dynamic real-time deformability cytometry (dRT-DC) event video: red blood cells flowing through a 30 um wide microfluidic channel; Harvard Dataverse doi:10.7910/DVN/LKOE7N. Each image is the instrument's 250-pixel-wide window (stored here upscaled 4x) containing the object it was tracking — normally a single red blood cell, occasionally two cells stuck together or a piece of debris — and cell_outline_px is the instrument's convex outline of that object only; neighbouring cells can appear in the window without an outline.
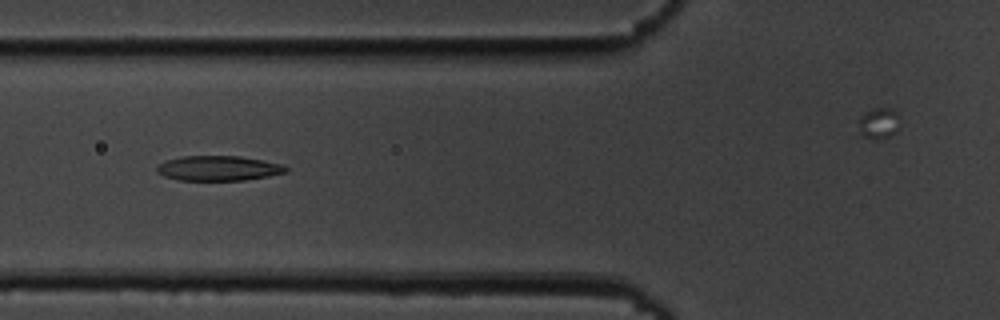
{"species": "common noctule bat (a hibernating species)", "species_latin": "Nyctalus noctula", "temperature_condition": "cold", "stored_images_in_passage": 33, "camera_frame_rate_fps": 3000, "um_per_image_px": 0.085, "animal": {"sex": "male", "body_mass_g": 19.5, "forearm_length_mm": 54.6}, "frame": {"image": 1, "passage_image": 5, "time_ms": 1.333, "image_size_px": [1000, 320], "cell_outline_px": [[288, 172], [268, 176], [244, 180], [176, 180], [164, 176], [156, 172], [156, 168], [164, 160], [184, 156], [240, 156], [264, 160], [284, 164], [288, 168]], "centroid_in_image_um": [18.58, 14.3], "position_along_channel_um": 107.2, "area_um2": 18.9}}
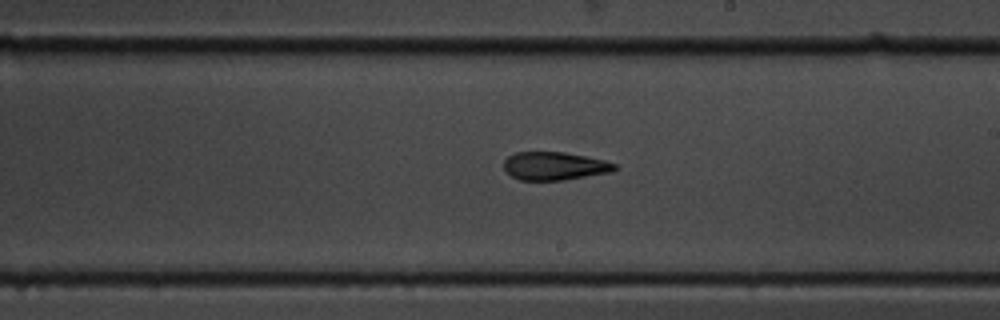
{"frame": {"image": 2, "passage_image": 16, "time_ms": 5.0, "image_size_px": [1000, 320], "cell_outline_px": [[620, 168], [612, 172], [564, 180], [520, 180], [512, 176], [504, 168], [504, 160], [508, 156], [516, 152], [564, 152], [604, 160], [616, 164]], "centroid_in_image_um": [47.16, 14.11], "position_along_channel_um": 241.8, "area_um2": 18.21}}
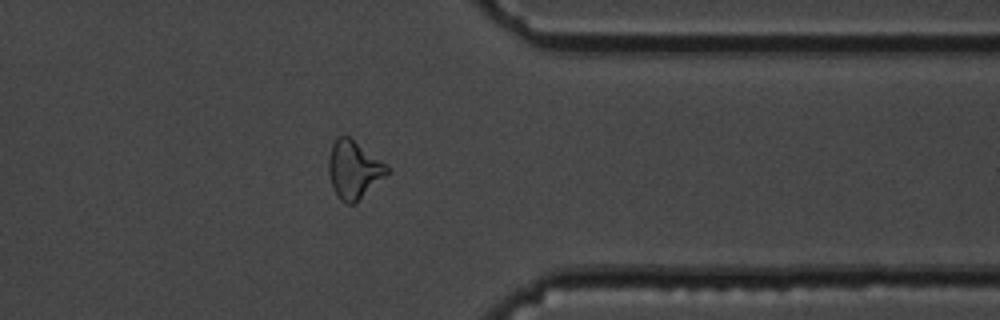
{"frame": {"image": 3, "passage_image": 28, "time_ms": 9.0, "image_size_px": [1000, 320], "cell_outline_px": [[392, 172], [356, 204], [344, 204], [336, 196], [328, 172], [328, 160], [332, 144], [336, 136], [348, 136], [380, 160]], "centroid_in_image_um": [30.08, 14.47], "position_along_channel_um": 381.3, "area_um2": 19.94}}